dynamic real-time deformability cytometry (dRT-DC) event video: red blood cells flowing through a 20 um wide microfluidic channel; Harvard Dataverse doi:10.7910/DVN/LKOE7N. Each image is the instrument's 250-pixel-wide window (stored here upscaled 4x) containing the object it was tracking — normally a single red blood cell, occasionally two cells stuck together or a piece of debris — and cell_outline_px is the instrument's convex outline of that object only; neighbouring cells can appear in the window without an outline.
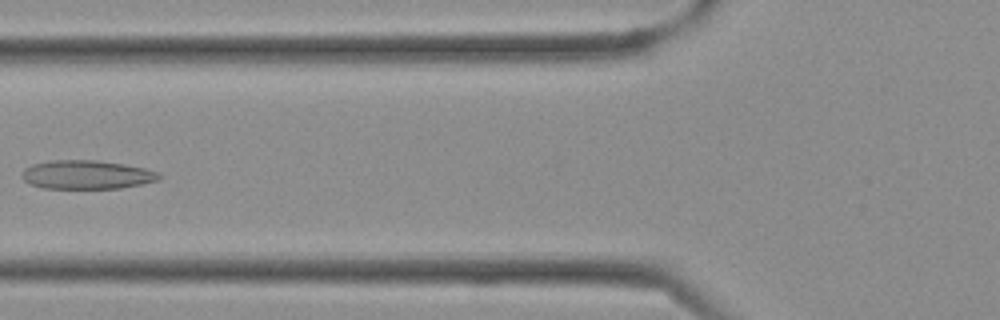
{"species": "Egyptian fruit bat (a non-hibernating species)", "species_latin": "Rousettus aegyptiacus", "temperature_condition": "cold", "stored_images_in_passage": 36, "segment_of_instrument_passage": [1, 2], "camera_frame_rate_fps": 3000, "um_per_image_px": 0.085, "frame": {"image": 1, "passage_image": 12, "time_ms": 3.667, "image_size_px": [1000, 320], "cell_outline_px": [[164, 176], [160, 180], [120, 188], [44, 188], [28, 184], [20, 176], [20, 172], [24, 168], [32, 164], [52, 160], [96, 160], [124, 164], [144, 168], [160, 172]], "centroid_in_image_um": [7.36, 14.84], "position_along_channel_um": 118.4, "area_um2": 23.24}}
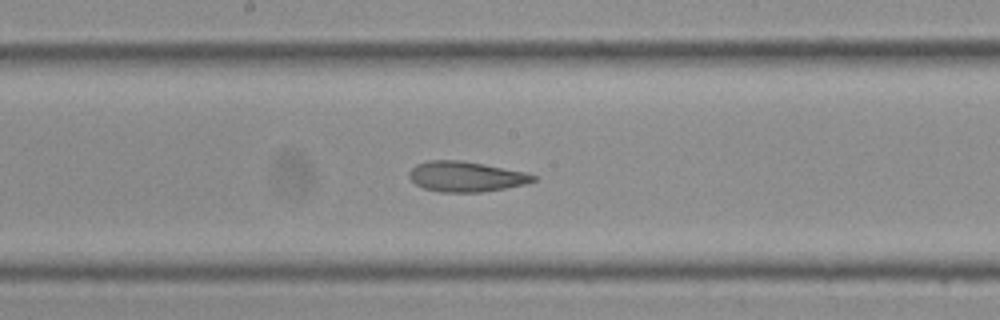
{"frame": {"image": 2, "passage_image": 17, "time_ms": 5.333, "image_size_px": [1000, 320], "cell_outline_px": [[536, 180], [528, 184], [480, 192], [440, 192], [424, 188], [416, 184], [408, 176], [408, 172], [416, 164], [428, 160], [460, 160], [484, 164], [524, 172], [536, 176]], "centroid_in_image_um": [39.59, 15.0], "position_along_channel_um": 208.6, "area_um2": 21.85}}
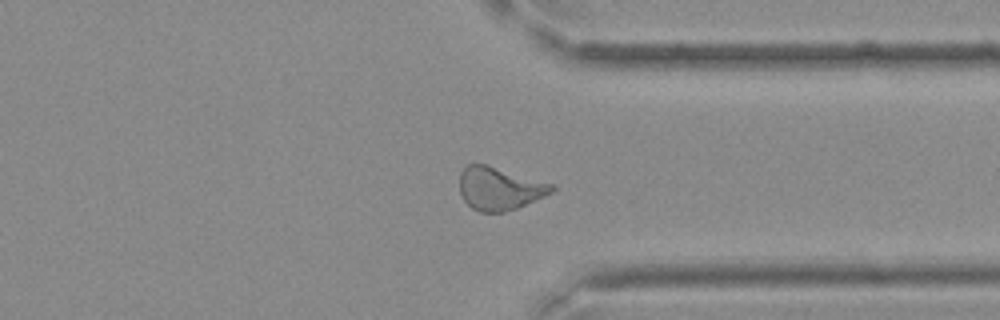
{"frame": {"image": 3, "passage_image": 26, "time_ms": 8.333, "image_size_px": [1000, 320], "cell_outline_px": [[556, 188], [552, 192], [544, 196], [516, 208], [504, 212], [480, 212], [472, 208], [464, 200], [460, 192], [460, 172], [468, 164], [484, 164], [556, 184]], "centroid_in_image_um": [42.47, 16.02], "position_along_channel_um": 368.9, "area_um2": 22.95}}